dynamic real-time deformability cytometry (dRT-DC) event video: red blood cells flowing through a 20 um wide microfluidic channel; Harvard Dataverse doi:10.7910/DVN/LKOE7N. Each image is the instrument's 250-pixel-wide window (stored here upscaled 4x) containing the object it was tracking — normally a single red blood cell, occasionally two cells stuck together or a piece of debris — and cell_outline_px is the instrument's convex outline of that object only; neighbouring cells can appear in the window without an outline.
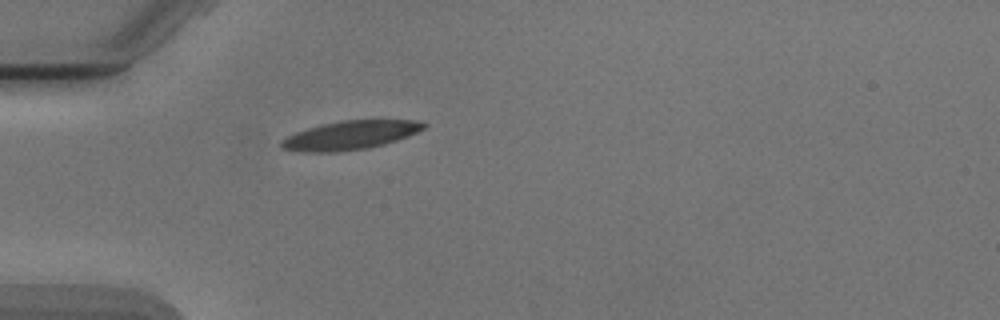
{"species": "Egyptian fruit bat (a non-hibernating species)", "species_latin": "Rousettus aegyptiacus", "temperature_condition": "cold", "stored_images_in_passage": 2, "camera_frame_rate_fps": 3000, "um_per_image_px": 0.085, "animal": {"sex": "male"}, "frame": {"image": 1, "passage_image": 2, "time_ms": 2.0, "image_size_px": [1000, 320], "cell_outline_px": [[428, 124], [424, 128], [408, 136], [384, 144], [368, 148], [336, 152], [304, 152], [284, 148], [280, 144], [280, 140], [296, 132], [308, 128], [340, 120], [416, 120]], "centroid_in_image_um": [29.78, 11.49], "position_along_channel_um": 55.2, "area_um2": 23.64}}